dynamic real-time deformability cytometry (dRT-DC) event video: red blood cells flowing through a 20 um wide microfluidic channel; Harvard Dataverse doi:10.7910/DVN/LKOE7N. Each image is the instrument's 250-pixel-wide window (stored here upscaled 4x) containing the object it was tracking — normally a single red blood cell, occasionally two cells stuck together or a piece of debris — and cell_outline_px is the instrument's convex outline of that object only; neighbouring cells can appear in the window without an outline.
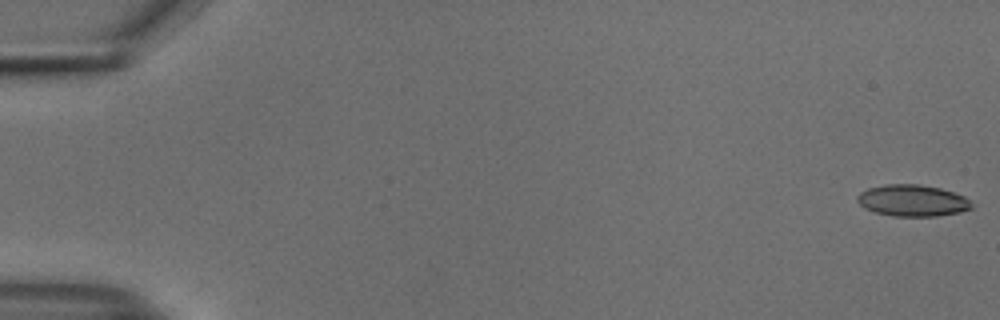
{"species": "common noctule bat (a hibernating species)", "species_latin": "Nyctalus noctula", "temperature_condition": "cold", "stored_images_in_passage": 9, "camera_frame_rate_fps": 3000, "um_per_image_px": 0.085, "animal": {"sex": "male", "body_mass_g": 18.8}, "frame": {"image": 1, "passage_image": 1, "time_ms": 0.0, "image_size_px": [1000, 320], "cell_outline_px": [[972, 208], [960, 212], [936, 216], [896, 216], [876, 212], [864, 208], [856, 200], [856, 196], [860, 192], [868, 188], [888, 184], [920, 184], [940, 188], [964, 196], [972, 204]], "centroid_in_image_um": [77.54, 17.04], "position_along_channel_um": 7.5, "area_um2": 20.92}}